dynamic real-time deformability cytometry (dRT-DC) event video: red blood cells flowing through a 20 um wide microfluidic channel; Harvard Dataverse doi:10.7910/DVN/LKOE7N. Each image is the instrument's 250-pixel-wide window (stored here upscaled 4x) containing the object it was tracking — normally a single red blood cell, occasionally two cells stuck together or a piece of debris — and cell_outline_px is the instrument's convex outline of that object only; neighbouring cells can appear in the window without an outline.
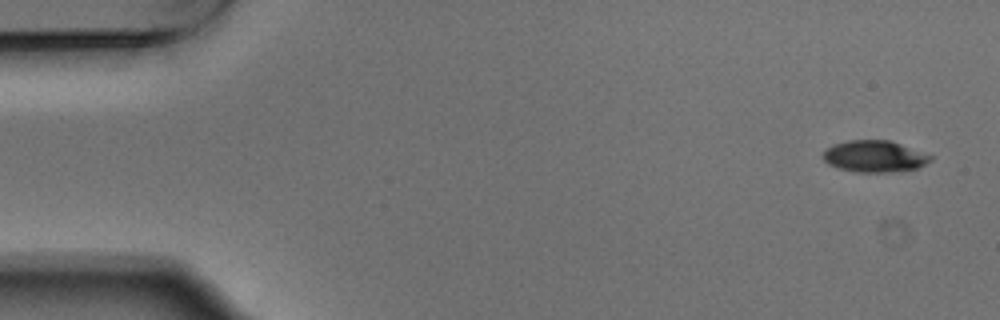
{"species": "Egyptian fruit bat (a non-hibernating species)", "species_latin": "Rousettus aegyptiacus", "temperature_condition": "warm", "stored_images_in_passage": 6, "camera_frame_rate_fps": 3000, "um_per_image_px": 0.085, "animal": {"sex": "male"}, "frame": {"image": 1, "passage_image": 1, "time_ms": 0.0, "image_size_px": [1000, 320], "cell_outline_px": [[936, 156], [932, 160], [916, 168], [892, 172], [856, 172], [840, 168], [828, 164], [824, 160], [824, 152], [832, 144], [848, 140], [892, 140]], "centroid_in_image_um": [74.39, 13.27], "position_along_channel_um": 10.6, "area_um2": 19.94}}
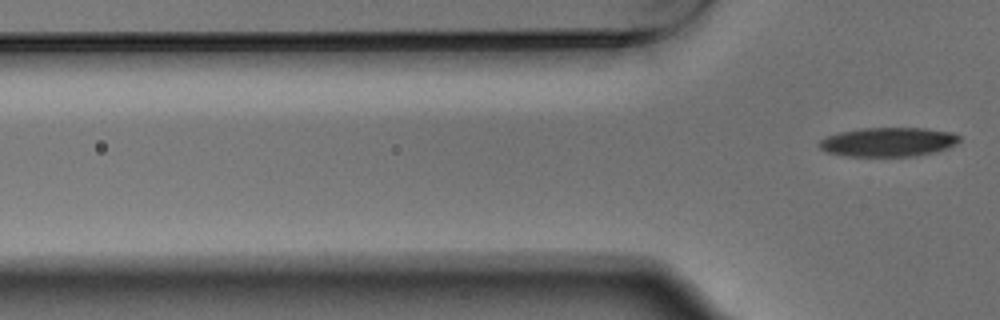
{"frame": {"image": 2, "passage_image": 6, "time_ms": 1.667, "image_size_px": [1000, 320], "cell_outline_px": [[960, 140], [956, 144], [936, 152], [916, 156], [844, 156], [824, 152], [816, 144], [820, 140], [828, 136], [840, 132], [860, 128], [924, 128], [952, 132], [960, 136]], "centroid_in_image_um": [75.48, 12.07], "position_along_channel_um": 50.3, "area_um2": 23.99}}